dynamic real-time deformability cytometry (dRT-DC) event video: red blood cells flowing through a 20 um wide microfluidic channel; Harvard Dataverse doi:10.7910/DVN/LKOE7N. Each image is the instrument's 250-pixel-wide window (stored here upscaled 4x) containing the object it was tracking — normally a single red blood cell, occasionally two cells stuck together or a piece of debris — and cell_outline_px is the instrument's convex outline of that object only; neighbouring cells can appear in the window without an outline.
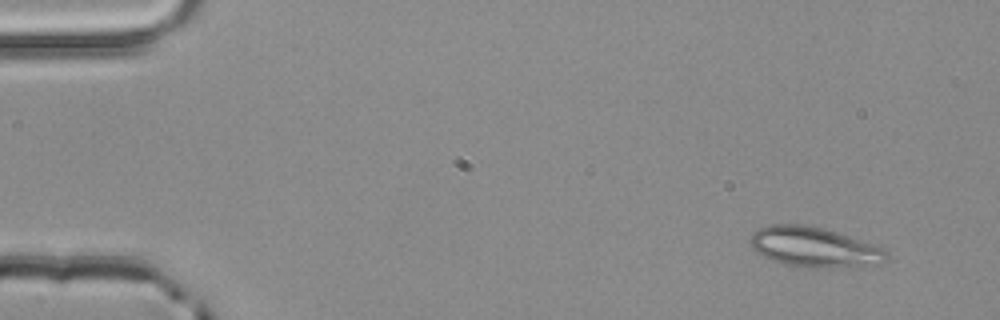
{"species": "common noctule bat (a hibernating species)", "species_latin": "Nyctalus noctula", "temperature_condition": "room temperature", "stored_images_in_passage": 4, "camera_frame_rate_fps": 3000, "um_per_image_px": 0.085, "animal": {"sex": "male", "body_mass_g": 20.4}, "frame": {"image": 1, "passage_image": 1, "time_ms": 0.0, "image_size_px": [1000, 320], "cell_outline_px": [[888, 260], [884, 264], [856, 268], [816, 268], [788, 264], [772, 260], [764, 256], [752, 248], [748, 240], [752, 232], [768, 224], [800, 224], [824, 228], [884, 248], [888, 252]], "centroid_in_image_um": [69.27, 21.02], "position_along_channel_um": 15.7, "area_um2": 32.19}}